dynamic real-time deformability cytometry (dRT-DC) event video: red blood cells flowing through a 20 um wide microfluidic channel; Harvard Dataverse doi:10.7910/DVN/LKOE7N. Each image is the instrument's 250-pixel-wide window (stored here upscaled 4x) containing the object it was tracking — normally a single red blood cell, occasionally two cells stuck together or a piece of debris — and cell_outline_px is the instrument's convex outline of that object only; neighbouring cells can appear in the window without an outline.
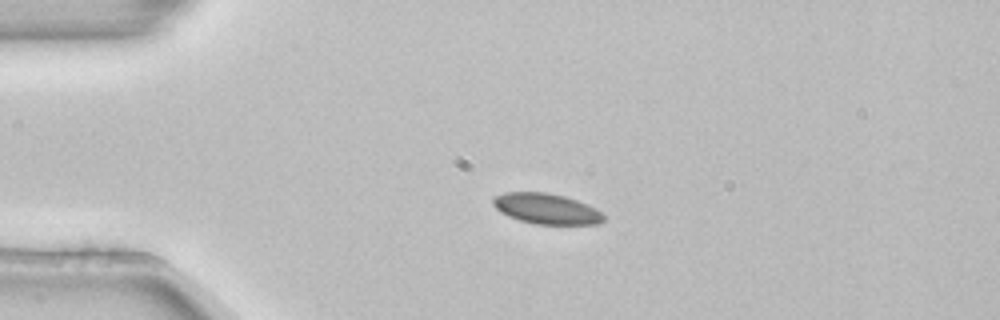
{"species": "common noctule bat (a hibernating species)", "species_latin": "Nyctalus noctula", "temperature_condition": "room temperature", "stored_images_in_passage": 3, "camera_frame_rate_fps": 3000, "um_per_image_px": 0.085, "animal": {"sex": "female", "body_mass_g": 22.7, "forearm_length_mm": 54.2}, "frame": {"image": 1, "passage_image": 2, "time_ms": 0.333, "image_size_px": [1000, 320], "cell_outline_px": [[604, 220], [600, 224], [536, 224], [520, 220], [508, 216], [500, 212], [492, 204], [492, 196], [504, 192], [548, 192], [564, 196], [576, 200], [596, 208], [604, 216]], "centroid_in_image_um": [46.41, 17.73], "position_along_channel_um": 38.6, "area_um2": 19.77}}